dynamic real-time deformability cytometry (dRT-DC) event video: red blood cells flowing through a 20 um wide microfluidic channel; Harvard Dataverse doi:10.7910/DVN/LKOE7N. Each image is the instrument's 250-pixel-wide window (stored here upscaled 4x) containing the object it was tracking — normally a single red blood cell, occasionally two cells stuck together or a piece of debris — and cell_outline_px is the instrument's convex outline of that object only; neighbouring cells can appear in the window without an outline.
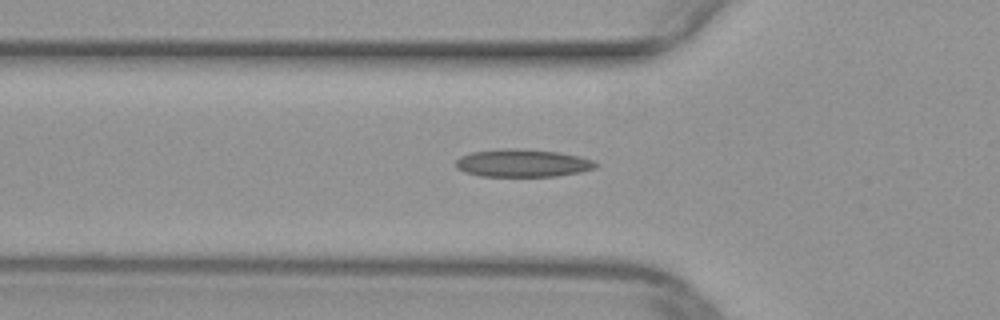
{"species": "common noctule bat (a hibernating species)", "species_latin": "Nyctalus noctula", "temperature_condition": "warm", "stored_images_in_passage": 32, "camera_frame_rate_fps": 3000, "um_per_image_px": 0.085, "animal": {"sex": "female", "body_mass_g": 29.2, "forearm_length_mm": 56.3}, "frame": {"image": 1, "passage_image": 5, "time_ms": 1.333, "image_size_px": [1000, 320], "cell_outline_px": [[600, 164], [596, 168], [580, 172], [556, 176], [480, 176], [464, 172], [456, 168], [456, 160], [460, 156], [472, 152], [508, 148], [520, 148], [560, 152], [580, 156], [592, 160]], "centroid_in_image_um": [44.44, 13.86], "position_along_channel_um": 81.4, "area_um2": 22.77}}
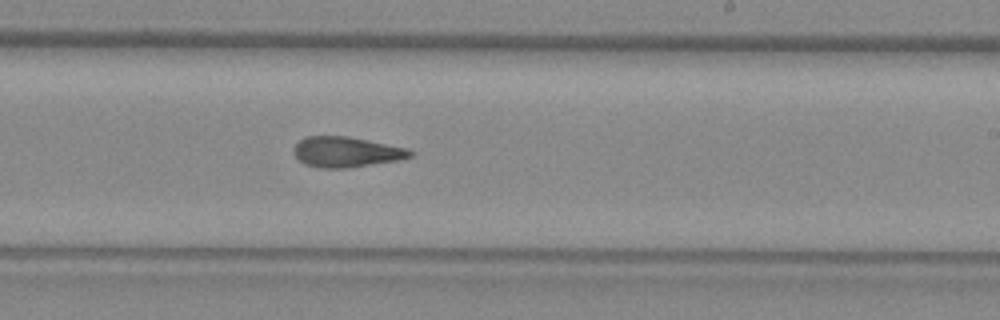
{"frame": {"image": 2, "passage_image": 18, "time_ms": 5.667, "image_size_px": [1000, 320], "cell_outline_px": [[416, 152], [412, 156], [400, 160], [348, 168], [320, 168], [304, 164], [292, 152], [292, 148], [304, 136], [348, 136], [408, 148]], "centroid_in_image_um": [29.45, 12.92], "position_along_channel_um": 259.6, "area_um2": 20.87}}
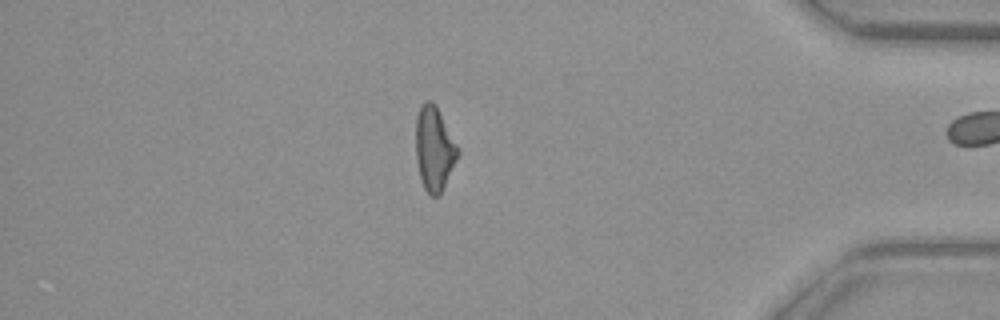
{"frame": {"image": 3, "passage_image": 31, "time_ms": 10.0, "image_size_px": [1000, 320], "cell_outline_px": [[460, 152], [440, 196], [432, 196], [424, 188], [420, 176], [416, 160], [416, 116], [420, 104], [424, 100], [432, 100], [460, 148]], "centroid_in_image_um": [36.91, 12.62], "position_along_channel_um": 398.3, "area_um2": 20.69}}